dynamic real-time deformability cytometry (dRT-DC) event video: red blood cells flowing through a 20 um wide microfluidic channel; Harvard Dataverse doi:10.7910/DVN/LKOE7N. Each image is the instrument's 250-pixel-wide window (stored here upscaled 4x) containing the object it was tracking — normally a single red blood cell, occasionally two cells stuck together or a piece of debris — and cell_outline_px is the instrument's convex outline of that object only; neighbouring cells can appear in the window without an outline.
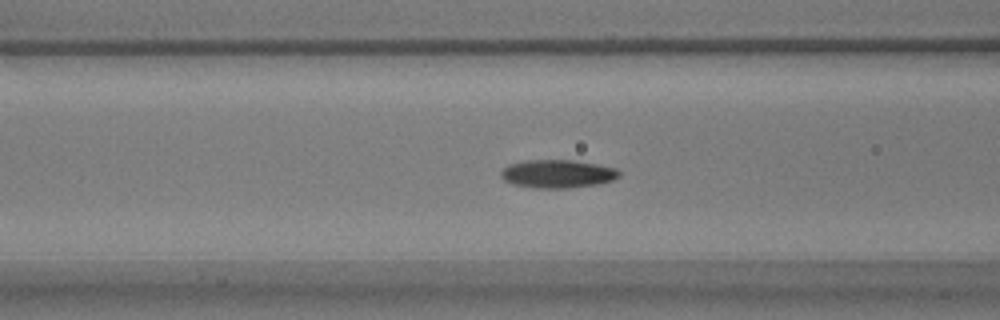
{"species": "common noctule bat (a hibernating species)", "species_latin": "Nyctalus noctula", "temperature_condition": "warm", "stored_images_in_passage": 42, "camera_frame_rate_fps": 3000, "um_per_image_px": 0.085, "animal": {"sex": "male", "body_mass_g": 17.9}, "frame": {"image": 1, "passage_image": 9, "time_ms": 2.667, "image_size_px": [1000, 320], "cell_outline_px": [[620, 176], [612, 180], [596, 184], [568, 188], [536, 188], [512, 184], [504, 180], [500, 176], [500, 172], [508, 164], [528, 160], [572, 160], [596, 164], [616, 168], [620, 172]], "centroid_in_image_um": [47.36, 14.77], "position_along_channel_um": 119.2, "area_um2": 19.36}}
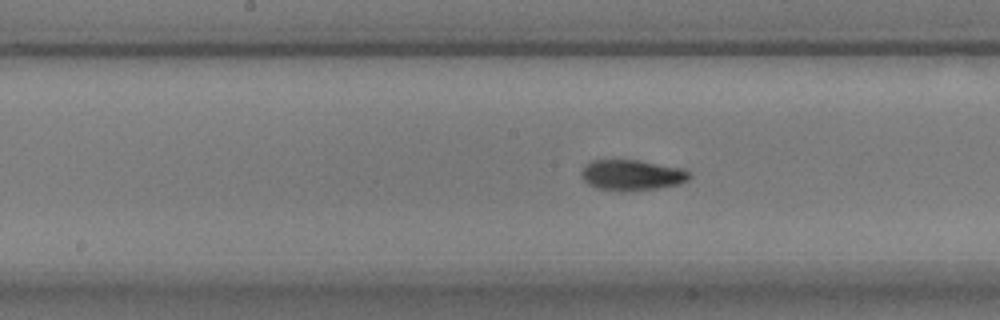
{"frame": {"image": 2, "passage_image": 15, "time_ms": 4.667, "image_size_px": [1000, 320], "cell_outline_px": [[692, 176], [688, 180], [680, 184], [660, 188], [600, 188], [584, 180], [580, 172], [592, 160], [640, 160], [684, 168]], "centroid_in_image_um": [53.81, 14.82], "position_along_channel_um": 194.4, "area_um2": 18.44}}
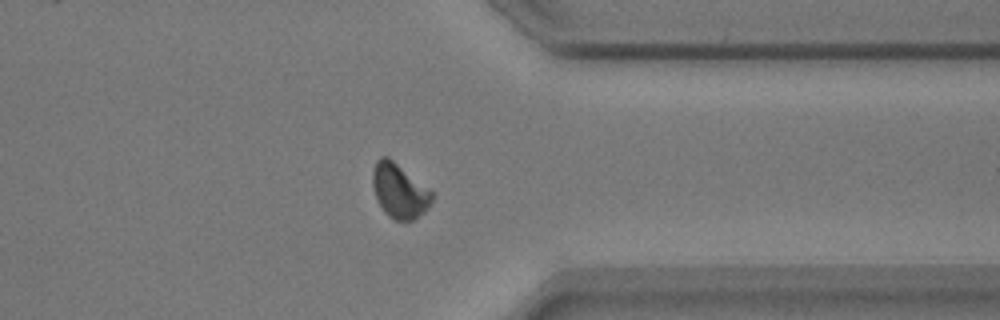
{"frame": {"image": 3, "passage_image": 30, "time_ms": 9.667, "image_size_px": [1000, 320], "cell_outline_px": [[436, 196], [428, 208], [424, 212], [412, 220], [392, 220], [384, 212], [376, 200], [372, 184], [372, 168], [376, 160], [380, 156], [388, 156], [432, 192]], "centroid_in_image_um": [33.92, 16.22], "position_along_channel_um": 377.5, "area_um2": 18.96}, "authors_computed_cell_mechanics": {"area_um2": 18.6116, "velocity_mm_per_s": 3.7649, "shape_relaxation_time_tau1_ms": 4.4963, "shape_relaxation_time_tau2_ms": 1.7785, "deformation_change_tau1": 0.1376, "deformation_change_tau2": 0.0566}}